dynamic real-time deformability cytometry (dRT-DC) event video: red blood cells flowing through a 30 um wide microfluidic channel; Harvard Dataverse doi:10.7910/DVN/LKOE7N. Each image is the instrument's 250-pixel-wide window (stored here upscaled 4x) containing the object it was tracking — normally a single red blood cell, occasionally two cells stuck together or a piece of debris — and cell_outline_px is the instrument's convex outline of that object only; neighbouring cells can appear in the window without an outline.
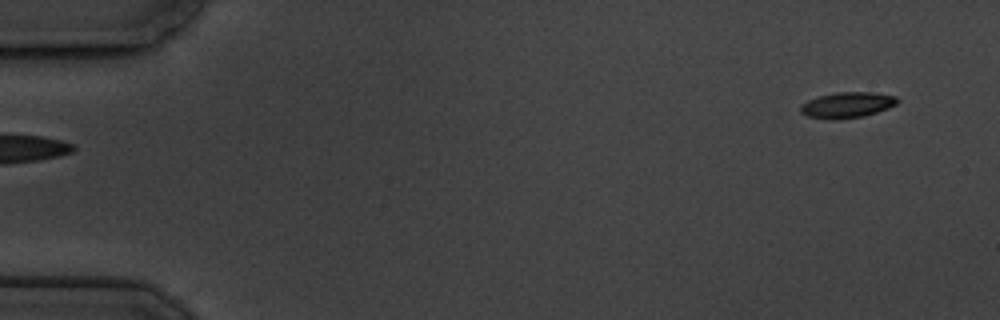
{"species": "common noctule bat (a hibernating species)", "species_latin": "Nyctalus noctula", "temperature_condition": "cold", "stored_images_in_passage": 7, "camera_frame_rate_fps": 3000, "um_per_image_px": 0.085, "animal": {"sex": "male", "body_mass_g": 19.5, "forearm_length_mm": 54.6}, "frame": {"image": 1, "passage_image": 7, "time_ms": 6.667, "image_size_px": [1000, 320], "cell_outline_px": [[900, 100], [896, 104], [888, 108], [864, 116], [808, 116], [800, 112], [800, 104], [808, 100], [820, 96], [836, 92], [872, 92], [896, 96]], "centroid_in_image_um": [72.07, 8.86], "position_along_channel_um": 12.9, "area_um2": 13.7}}